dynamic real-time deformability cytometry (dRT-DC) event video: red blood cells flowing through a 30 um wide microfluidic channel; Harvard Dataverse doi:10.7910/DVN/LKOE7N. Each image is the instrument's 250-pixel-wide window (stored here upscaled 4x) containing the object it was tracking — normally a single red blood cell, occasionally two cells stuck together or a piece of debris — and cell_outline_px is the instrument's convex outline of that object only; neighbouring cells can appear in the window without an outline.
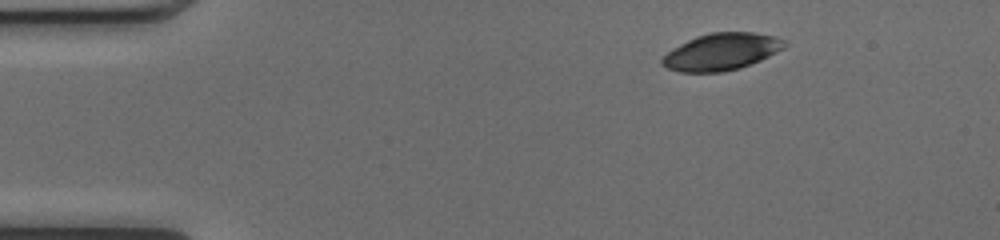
{"species": "common noctule bat (a hibernating species)", "species_latin": "Nyctalus noctula", "temperature_condition": "cold", "stored_images_in_passage": 44, "camera_frame_rate_fps": 3000, "um_per_image_px": 0.085, "animal": {"sex": "female", "body_mass_g": 17.0, "forearm_length_mm": 48.0}, "frame": {"image": 1, "passage_image": 1, "time_ms": 0.0, "image_size_px": [1000, 240], "cell_outline_px": [[788, 44], [784, 48], [760, 60], [740, 68], [724, 72], [680, 72], [668, 68], [660, 64], [660, 60], [672, 48], [696, 36], [708, 32], [752, 32], [776, 36], [784, 40]], "centroid_in_image_um": [61.32, 4.39], "position_along_channel_um": 23.7, "area_um2": 26.41}}
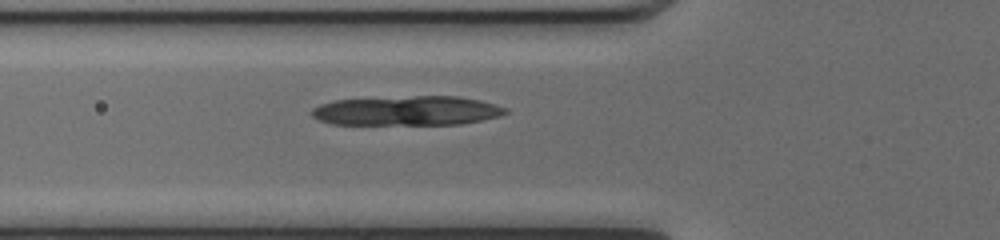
{"frame": {"image": 2, "passage_image": 12, "time_ms": 3.667, "image_size_px": [1000, 240], "cell_outline_px": [[508, 112], [500, 116], [460, 124], [328, 124], [312, 116], [308, 112], [312, 108], [320, 104], [332, 100], [416, 96], [460, 96], [480, 100], [496, 104], [508, 108]], "centroid_in_image_um": [34.58, 9.41], "position_along_channel_um": 91.2, "area_um2": 33.41}}